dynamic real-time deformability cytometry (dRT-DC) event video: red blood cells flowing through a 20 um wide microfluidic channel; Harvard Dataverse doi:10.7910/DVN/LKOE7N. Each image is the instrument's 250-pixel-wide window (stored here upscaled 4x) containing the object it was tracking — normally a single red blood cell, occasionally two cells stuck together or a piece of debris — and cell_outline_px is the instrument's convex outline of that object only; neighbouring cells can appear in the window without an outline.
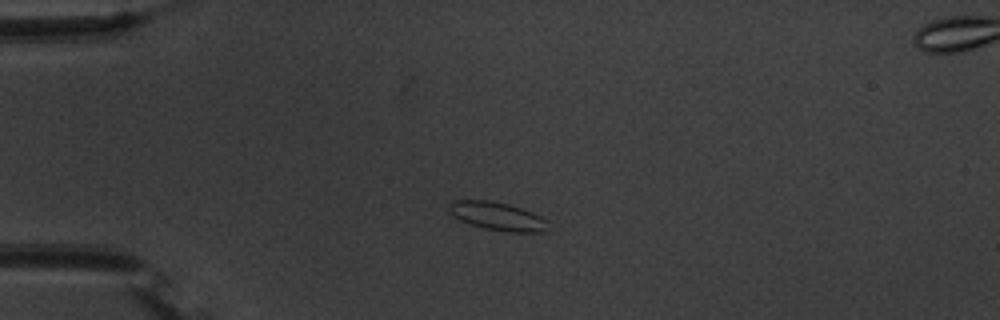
{"species": "common noctule bat (a hibernating species)", "species_latin": "Nyctalus noctula", "temperature_condition": "warm", "stored_images_in_passage": 42, "camera_frame_rate_fps": 3000, "um_per_image_px": 0.085, "animal": {"sex": "male", "body_mass_g": 20.1, "forearm_length_mm": 53.5}, "frame": {"image": 1, "passage_image": 1, "time_ms": 0.0, "image_size_px": [1000, 320], "cell_outline_px": [[548, 232], [508, 232], [484, 228], [460, 220], [452, 216], [448, 208], [448, 204], [452, 200], [488, 200], [508, 204], [532, 212], [548, 220]], "centroid_in_image_um": [42.29, 18.38], "position_along_channel_um": 42.7, "area_um2": 16.42}}
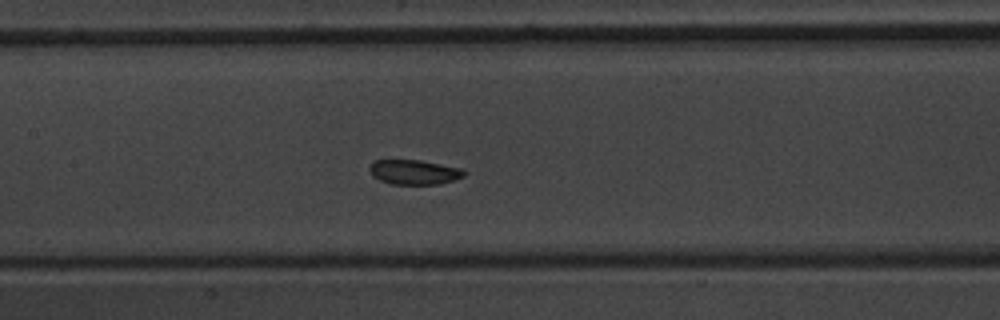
{"frame": {"image": 2, "passage_image": 14, "time_ms": 4.333, "image_size_px": [1000, 320], "cell_outline_px": [[468, 172], [464, 176], [440, 184], [392, 184], [380, 180], [372, 176], [368, 168], [372, 160], [420, 160], [464, 168]], "centroid_in_image_um": [35.22, 14.62], "position_along_channel_um": 172.2, "area_um2": 13.81}}
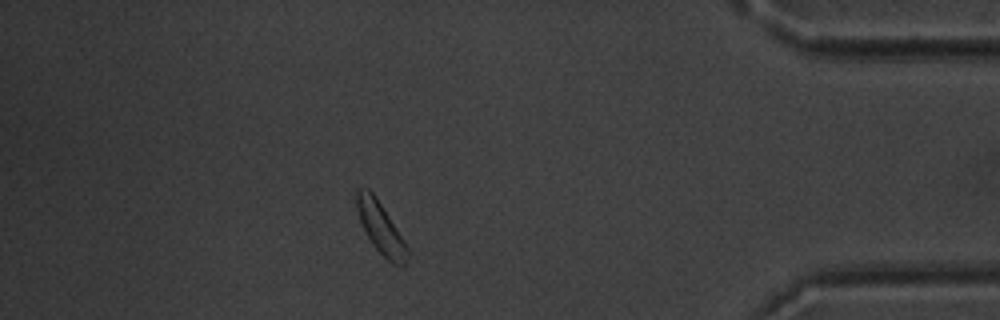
{"frame": {"image": 3, "passage_image": 36, "time_ms": 11.667, "image_size_px": [1000, 320], "cell_outline_px": [[408, 256], [404, 268], [400, 268], [392, 264], [372, 244], [360, 220], [356, 208], [356, 188], [368, 188], [372, 192], [404, 240], [408, 248]], "centroid_in_image_um": [32.37, 19.41], "position_along_channel_um": 402.8, "area_um2": 14.91}, "authors_computed_cell_mechanics": {"area_um2": 14.6234, "velocity_mm_per_s": 3.6521, "shape_relaxation_time_tau1_ms": null, "shape_relaxation_time_tau2_ms": 4.0807, "deformation_change_tau1": null, "deformation_change_tau2": 0.0882}}